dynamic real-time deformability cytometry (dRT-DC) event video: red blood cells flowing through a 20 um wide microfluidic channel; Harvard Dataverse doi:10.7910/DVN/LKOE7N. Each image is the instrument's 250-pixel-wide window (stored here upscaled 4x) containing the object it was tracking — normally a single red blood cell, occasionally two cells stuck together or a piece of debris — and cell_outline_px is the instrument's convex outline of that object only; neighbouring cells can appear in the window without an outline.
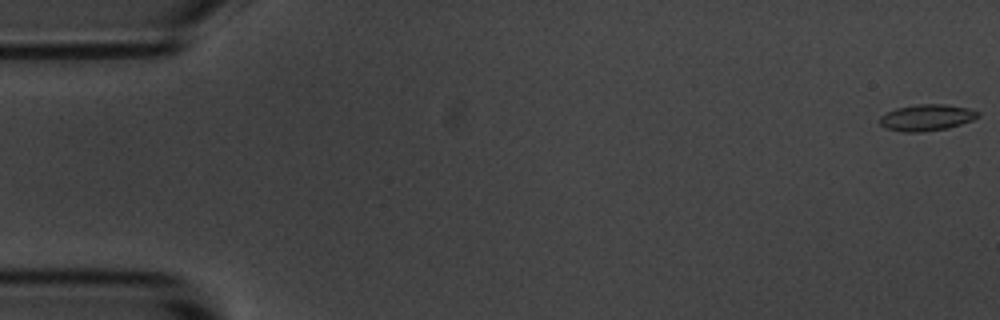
{"species": "common noctule bat (a hibernating species)", "species_latin": "Nyctalus noctula", "temperature_condition": "room temperature", "stored_images_in_passage": 15, "camera_frame_rate_fps": 3000, "um_per_image_px": 0.085, "animal": {"sex": "male", "body_mass_g": 20.1, "forearm_length_mm": 53.5}, "frame": {"image": 1, "passage_image": 1, "time_ms": 0.0, "image_size_px": [1000, 320], "cell_outline_px": [[980, 116], [972, 120], [948, 128], [920, 132], [904, 132], [884, 128], [880, 124], [880, 116], [896, 108], [916, 104], [944, 104], [968, 108], [980, 112]], "centroid_in_image_um": [78.76, 9.99], "position_along_channel_um": 6.2, "area_um2": 15.09}}
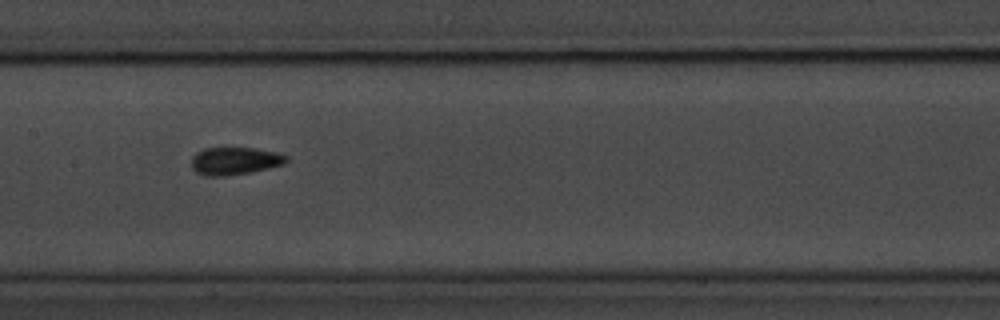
{"frame": {"image": 2, "passage_image": 8, "time_ms": 8.667, "image_size_px": [1000, 320], "cell_outline_px": [[288, 160], [284, 164], [252, 172], [224, 176], [204, 176], [196, 172], [192, 168], [192, 156], [196, 152], [204, 148], [256, 148], [280, 152], [288, 156]], "centroid_in_image_um": [19.98, 13.67], "position_along_channel_um": 187.4, "area_um2": 15.49}}
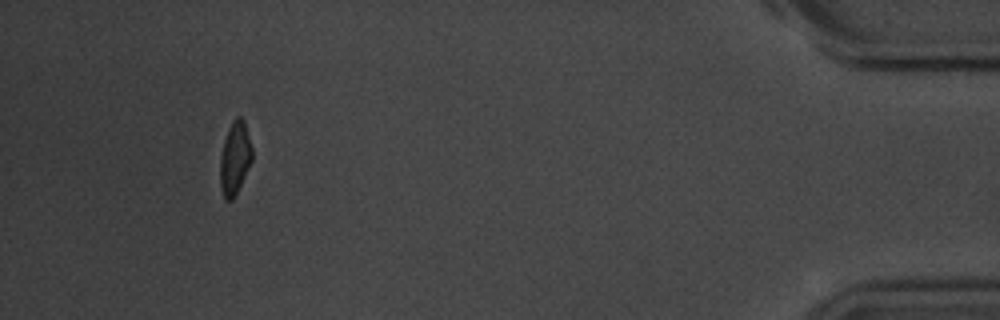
{"frame": {"image": 3, "passage_image": 14, "time_ms": 16.667, "image_size_px": [1000, 320], "cell_outline_px": [[252, 160], [232, 200], [224, 200], [220, 188], [220, 156], [224, 140], [228, 128], [232, 120], [236, 116], [240, 116], [244, 120], [252, 148]], "centroid_in_image_um": [19.94, 13.41], "position_along_channel_um": 415.3, "area_um2": 13.53}, "authors_computed_cell_mechanics": {"area_um2": 14.5078, "velocity_mm_per_s": 3.7078, "shape_relaxation_time_tau1_ms": 4.7919, "shape_relaxation_time_tau2_ms": 2.5633, "deformation_change_tau1": 0.1326, "deformation_change_tau2": 0.0555}}